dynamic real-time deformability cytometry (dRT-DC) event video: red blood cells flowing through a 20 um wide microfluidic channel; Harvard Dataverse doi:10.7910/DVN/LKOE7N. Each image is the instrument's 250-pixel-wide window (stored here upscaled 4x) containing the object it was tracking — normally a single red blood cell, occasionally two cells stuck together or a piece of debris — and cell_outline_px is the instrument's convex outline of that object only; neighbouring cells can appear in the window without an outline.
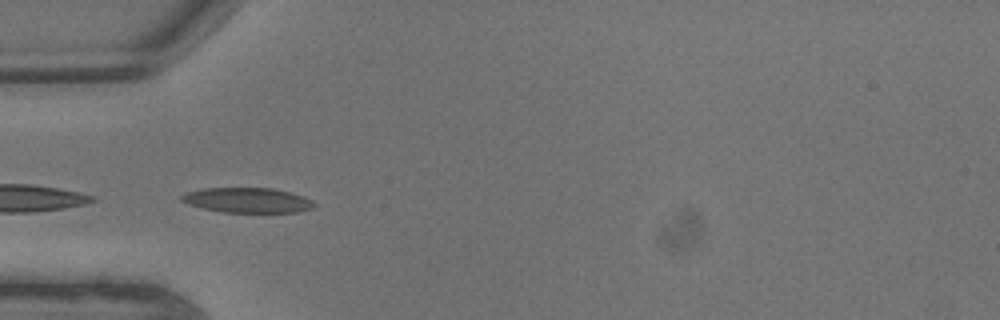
{"species": "common noctule bat (a hibernating species)", "species_latin": "Nyctalus noctula", "temperature_condition": "warm", "stored_images_in_passage": 6, "camera_frame_rate_fps": 3000, "um_per_image_px": 0.085, "animal": {"sex": "male", "body_mass_g": 13.3}, "frame": {"image": 1, "passage_image": 5, "time_ms": 1.333, "image_size_px": [1000, 320], "cell_outline_px": [[316, 204], [312, 208], [300, 212], [224, 212], [204, 208], [188, 204], [180, 200], [180, 196], [188, 192], [204, 188], [272, 188], [292, 192], [304, 196], [312, 200]], "centroid_in_image_um": [21.08, 17.01], "position_along_channel_um": 63.9, "area_um2": 19.31}}